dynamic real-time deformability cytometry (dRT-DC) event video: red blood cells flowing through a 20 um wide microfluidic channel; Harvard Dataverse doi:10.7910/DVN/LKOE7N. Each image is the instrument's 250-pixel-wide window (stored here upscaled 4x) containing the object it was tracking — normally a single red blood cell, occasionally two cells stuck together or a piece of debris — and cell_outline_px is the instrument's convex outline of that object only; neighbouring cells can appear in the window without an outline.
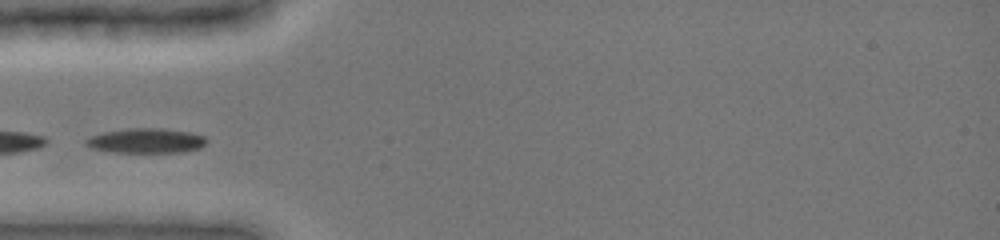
{"species": "common noctule bat (a hibernating species)", "species_latin": "Nyctalus noctula", "temperature_condition": "cold", "stored_images_in_passage": 28, "camera_frame_rate_fps": 3000, "um_per_image_px": 0.085, "animal": {"sex": "female", "body_mass_g": 19.0, "forearm_length_mm": 51.5}, "frame": {"image": 1, "passage_image": 1, "time_ms": 0.0, "image_size_px": [1000, 240], "cell_outline_px": [[208, 140], [200, 148], [180, 152], [112, 152], [92, 148], [84, 144], [84, 140], [88, 136], [104, 132], [128, 128], [164, 128], [192, 132], [204, 136]], "centroid_in_image_um": [12.4, 11.95], "position_along_channel_um": 72.6, "area_um2": 17.57}}